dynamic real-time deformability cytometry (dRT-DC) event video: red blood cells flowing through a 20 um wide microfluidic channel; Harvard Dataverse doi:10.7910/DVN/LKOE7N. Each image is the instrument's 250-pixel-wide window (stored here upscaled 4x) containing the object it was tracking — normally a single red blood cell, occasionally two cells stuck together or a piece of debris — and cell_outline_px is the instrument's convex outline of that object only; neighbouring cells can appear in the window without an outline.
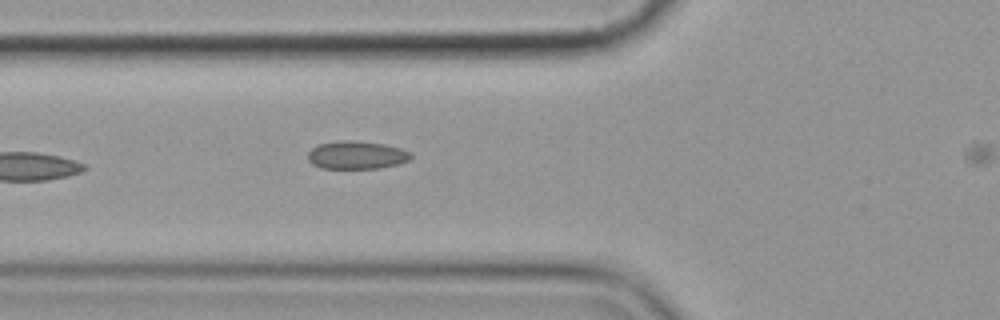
{"species": "common noctule bat (a hibernating species)", "species_latin": "Nyctalus noctula", "temperature_condition": "cold", "stored_images_in_passage": 5, "camera_frame_rate_fps": 3000, "um_per_image_px": 0.085, "animal": {"sex": "female", "body_mass_g": 19.9}, "frame": {"image": 1, "passage_image": 5, "time_ms": 5.667, "image_size_px": [1000, 320], "cell_outline_px": [[412, 156], [408, 160], [400, 164], [380, 168], [320, 168], [312, 164], [308, 160], [308, 152], [312, 148], [320, 144], [340, 140], [352, 140], [384, 144], [400, 148], [412, 152]], "centroid_in_image_um": [30.32, 13.18], "position_along_channel_um": 95.5, "area_um2": 16.88}}